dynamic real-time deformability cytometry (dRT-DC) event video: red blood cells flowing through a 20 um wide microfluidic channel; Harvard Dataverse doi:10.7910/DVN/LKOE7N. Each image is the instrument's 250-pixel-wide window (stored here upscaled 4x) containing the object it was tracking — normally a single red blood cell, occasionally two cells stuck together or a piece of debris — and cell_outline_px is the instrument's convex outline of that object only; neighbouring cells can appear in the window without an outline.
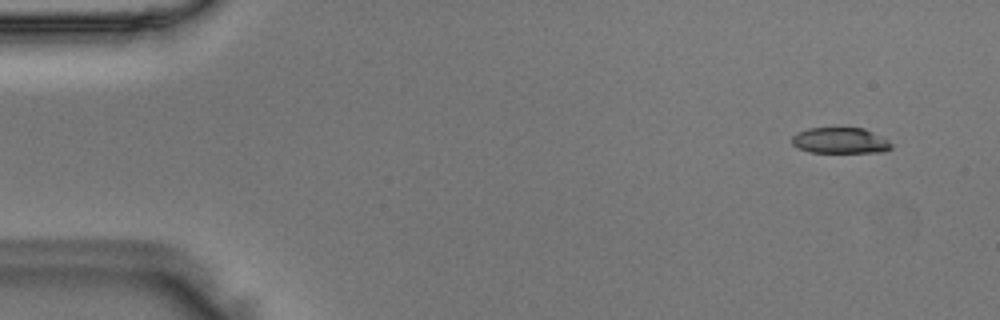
{"species": "Egyptian fruit bat (a non-hibernating species)", "species_latin": "Rousettus aegyptiacus", "temperature_condition": "room temperature", "stored_images_in_passage": 48, "camera_frame_rate_fps": 3000, "um_per_image_px": 0.085, "animal": {"sex": "male"}, "frame": {"image": 1, "passage_image": 1, "time_ms": 0.0, "image_size_px": [1000, 320], "cell_outline_px": [[892, 148], [884, 152], [808, 152], [792, 144], [792, 136], [808, 128], [864, 128], [888, 140], [892, 144]], "centroid_in_image_um": [71.44, 11.95], "position_along_channel_um": 13.6, "area_um2": 14.85}}
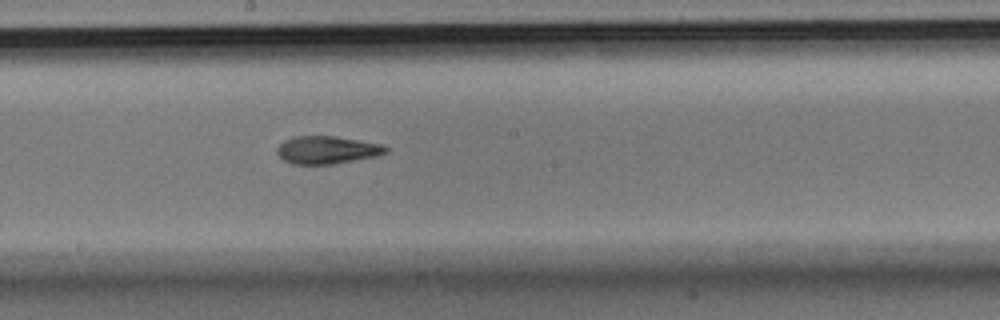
{"frame": {"image": 2, "passage_image": 25, "time_ms": 8.0, "image_size_px": [1000, 320], "cell_outline_px": [[388, 152], [376, 156], [332, 164], [292, 164], [284, 160], [276, 152], [276, 148], [284, 140], [292, 136], [336, 136], [384, 144], [388, 148]], "centroid_in_image_um": [27.8, 12.73], "position_along_channel_um": 220.4, "area_um2": 17.69}}
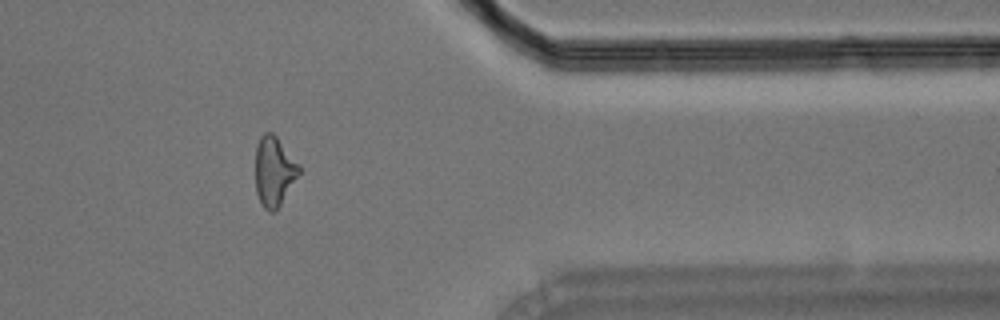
{"frame": {"image": 3, "passage_image": 39, "time_ms": 12.667, "image_size_px": [1000, 320], "cell_outline_px": [[300, 172], [276, 212], [268, 212], [264, 208], [256, 192], [256, 144], [260, 136], [264, 132], [272, 132], [276, 136], [300, 164]], "centroid_in_image_um": [23.3, 14.55], "position_along_channel_um": 388.1, "area_um2": 17.74}}